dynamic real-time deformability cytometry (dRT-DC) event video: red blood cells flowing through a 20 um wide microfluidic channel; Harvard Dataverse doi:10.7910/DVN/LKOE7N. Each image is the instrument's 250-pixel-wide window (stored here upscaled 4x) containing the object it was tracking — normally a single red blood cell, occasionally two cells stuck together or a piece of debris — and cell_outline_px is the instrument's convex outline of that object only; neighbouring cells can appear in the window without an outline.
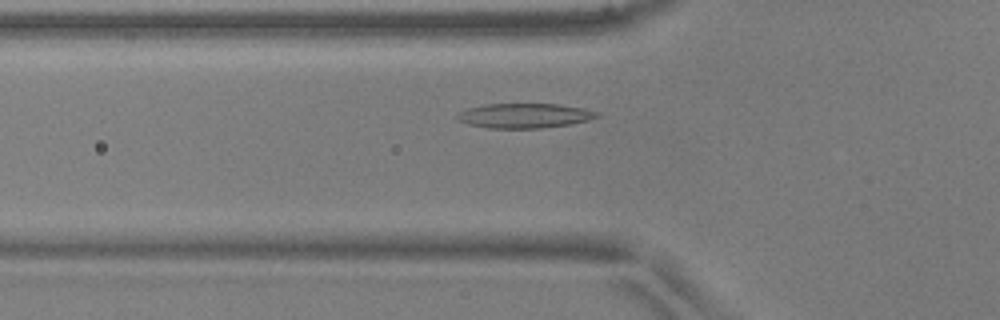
{"species": "common noctule bat (a hibernating species)", "species_latin": "Nyctalus noctula", "temperature_condition": "warm", "stored_images_in_passage": 44, "camera_frame_rate_fps": 3000, "um_per_image_px": 0.085, "animal": {"sex": "male", "body_mass_g": 17.9, "forearm_length_mm": 54.2}, "frame": {"image": 1, "passage_image": 10, "time_ms": 3.0, "image_size_px": [1000, 320], "cell_outline_px": [[600, 116], [588, 120], [572, 124], [540, 128], [488, 128], [468, 124], [460, 120], [456, 116], [460, 112], [468, 108], [484, 104], [560, 104], [584, 108], [600, 112]], "centroid_in_image_um": [44.63, 9.83], "position_along_channel_um": 81.2, "area_um2": 20.11}}
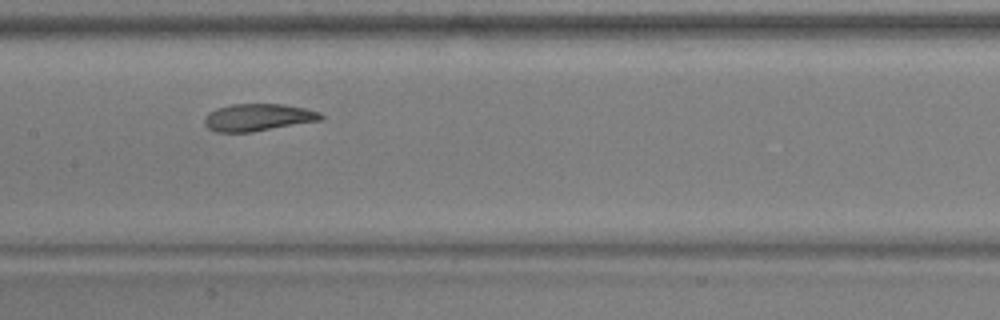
{"frame": {"image": 2, "passage_image": 18, "time_ms": 5.667, "image_size_px": [1000, 320], "cell_outline_px": [[324, 120], [252, 132], [216, 132], [208, 128], [204, 124], [204, 116], [208, 112], [216, 108], [232, 104], [284, 104], [304, 108], [320, 112], [324, 116]], "centroid_in_image_um": [21.93, 9.98], "position_along_channel_um": 185.5, "area_um2": 18.73}}
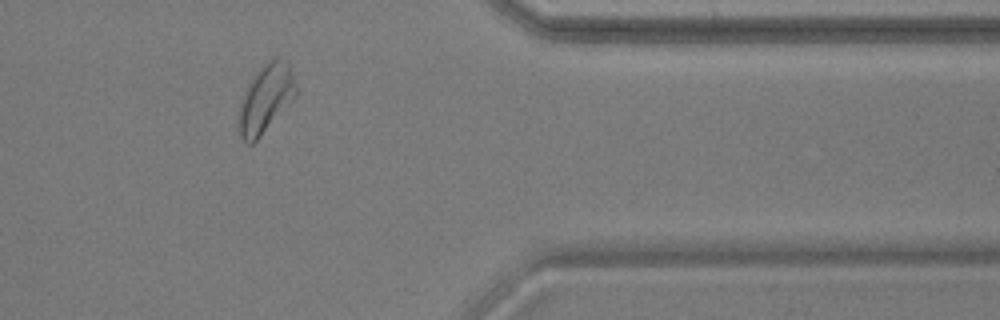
{"frame": {"image": 3, "passage_image": 35, "time_ms": 11.333, "image_size_px": [1000, 320], "cell_outline_px": [[296, 96], [260, 136], [252, 144], [248, 144], [240, 136], [236, 124], [240, 100], [248, 84], [264, 60], [276, 56], [280, 56], [292, 68], [296, 88]], "centroid_in_image_um": [22.55, 8.34], "position_along_channel_um": 388.8, "area_um2": 23.12}, "authors_computed_cell_mechanics": {"area_um2": 19.9121, "velocity_mm_per_s": 3.8786, "shape_relaxation_time_tau1_ms": 4.6335, "shape_relaxation_time_tau2_ms": 2.6926, "deformation_change_tau1": 0.1708, "deformation_change_tau2": 0.0872}}